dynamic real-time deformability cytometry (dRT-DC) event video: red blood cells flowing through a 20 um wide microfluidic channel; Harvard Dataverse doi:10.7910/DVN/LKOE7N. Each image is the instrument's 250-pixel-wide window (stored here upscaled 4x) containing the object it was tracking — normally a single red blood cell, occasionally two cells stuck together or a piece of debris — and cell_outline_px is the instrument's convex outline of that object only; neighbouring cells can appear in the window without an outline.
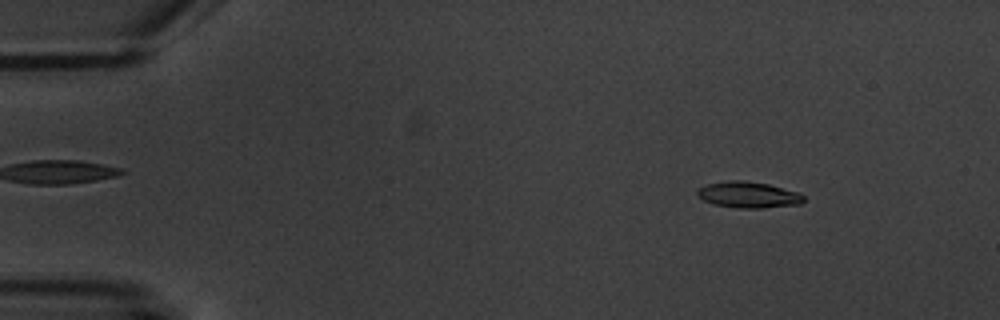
{"species": "common noctule bat (a hibernating species)", "species_latin": "Nyctalus noctula", "temperature_condition": "warm", "stored_images_in_passage": 4, "camera_frame_rate_fps": 3000, "um_per_image_px": 0.085, "animal": {"sex": "male", "body_mass_g": 20.1, "forearm_length_mm": 53.5}, "frame": {"image": 1, "passage_image": 2, "time_ms": 1.0, "image_size_px": [1000, 320], "cell_outline_px": [[804, 200], [800, 204], [760, 208], [736, 208], [712, 204], [696, 196], [696, 188], [704, 184], [728, 180], [744, 180], [768, 184], [800, 192], [804, 196]], "centroid_in_image_um": [63.56, 16.55], "position_along_channel_um": 21.4, "area_um2": 16.53}}